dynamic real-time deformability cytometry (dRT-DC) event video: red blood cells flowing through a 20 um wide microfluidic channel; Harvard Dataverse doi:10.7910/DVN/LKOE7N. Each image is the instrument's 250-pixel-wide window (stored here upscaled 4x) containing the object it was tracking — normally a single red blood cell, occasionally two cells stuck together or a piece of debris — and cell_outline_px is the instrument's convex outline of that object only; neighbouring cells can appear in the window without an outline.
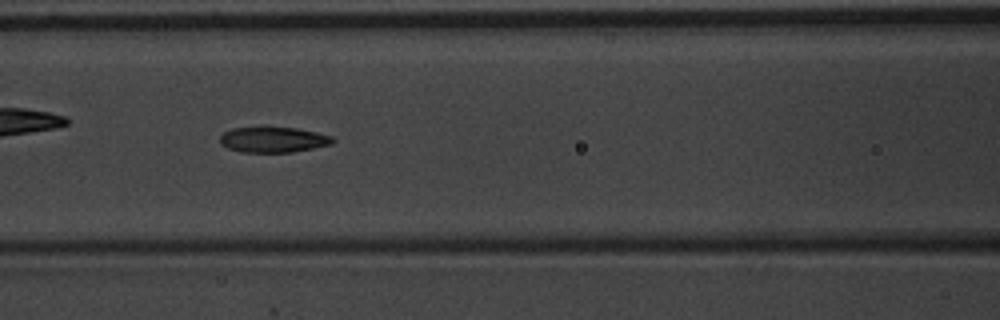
{"species": "common noctule bat (a hibernating species)", "species_latin": "Nyctalus noctula", "temperature_condition": "warm", "stored_images_in_passage": 54, "camera_frame_rate_fps": 3000, "um_per_image_px": 0.085, "animal": {"sex": "male", "body_mass_g": 20.1, "forearm_length_mm": 53.5}, "frame": {"image": 1, "passage_image": 24, "time_ms": 7.667, "image_size_px": [1000, 320], "cell_outline_px": [[336, 140], [332, 144], [292, 152], [240, 152], [228, 148], [220, 144], [220, 136], [224, 132], [232, 128], [296, 128], [316, 132], [332, 136]], "centroid_in_image_um": [23.23, 11.88], "position_along_channel_um": 143.4, "area_um2": 16.59}}
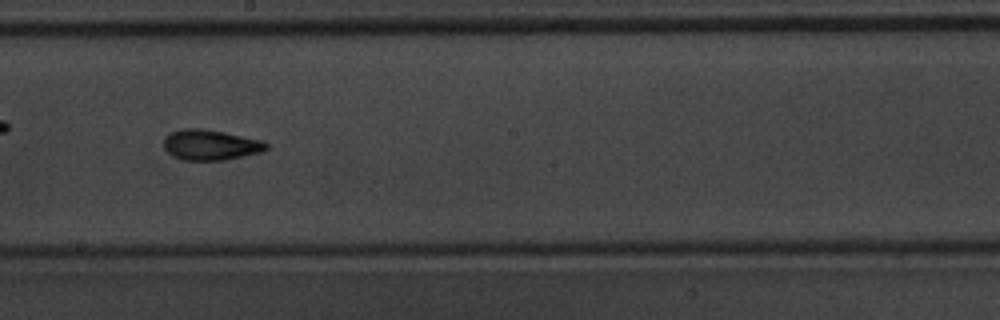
{"frame": {"image": 2, "passage_image": 31, "time_ms": 10.0, "image_size_px": [1000, 320], "cell_outline_px": [[268, 148], [260, 152], [224, 160], [184, 160], [172, 156], [164, 148], [164, 140], [172, 132], [184, 128], [200, 128], [224, 132], [264, 140], [268, 144]], "centroid_in_image_um": [17.91, 12.31], "position_along_channel_um": 230.3, "area_um2": 18.09}, "authors_computed_cell_mechanics": {"area_um2": 17.3111, "velocity_mm_per_s": 3.7234, "shape_relaxation_time_tau1_ms": 5.852, "shape_relaxation_time_tau2_ms": 2.3339, "deformation_change_tau1": 0.1807, "deformation_change_tau2": 0.0982}}